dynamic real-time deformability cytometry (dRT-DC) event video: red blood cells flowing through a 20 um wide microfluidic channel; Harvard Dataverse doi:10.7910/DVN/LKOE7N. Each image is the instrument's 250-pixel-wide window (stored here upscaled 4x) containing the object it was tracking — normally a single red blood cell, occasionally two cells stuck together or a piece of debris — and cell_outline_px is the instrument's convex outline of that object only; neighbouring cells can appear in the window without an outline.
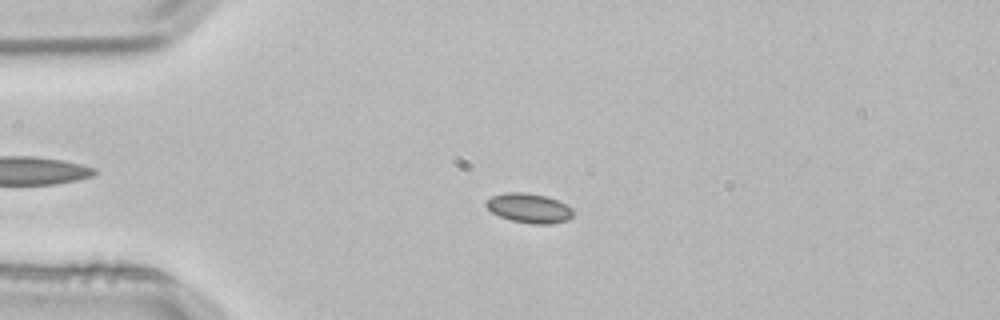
{"species": "common noctule bat (a hibernating species)", "species_latin": "Nyctalus noctula", "temperature_condition": "room temperature", "stored_images_in_passage": 3, "camera_frame_rate_fps": 3000, "um_per_image_px": 0.085, "animal": {"sex": "male", "body_mass_g": 21.5, "forearm_length_mm": 52.0}, "frame": {"image": 1, "passage_image": 2, "time_ms": 0.333, "image_size_px": [1000, 320], "cell_outline_px": [[572, 216], [568, 220], [552, 224], [532, 224], [512, 220], [500, 216], [492, 212], [484, 204], [492, 196], [508, 192], [520, 192], [544, 196], [556, 200], [572, 208]], "centroid_in_image_um": [44.97, 17.7], "position_along_channel_um": 40.0, "area_um2": 14.68}}
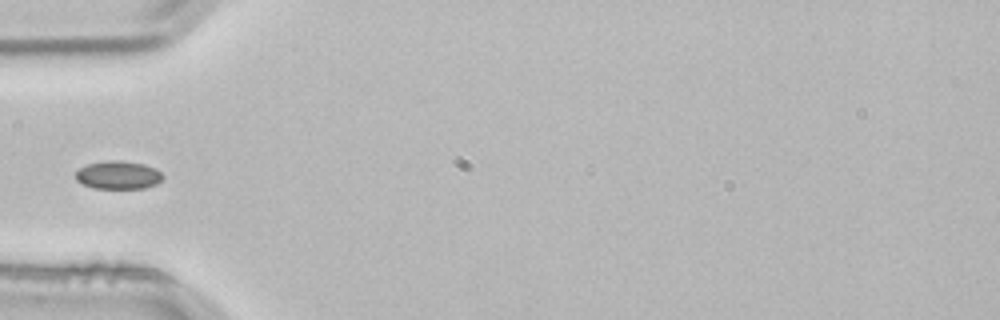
{"frame": {"image": 2, "passage_image": 3, "time_ms": 0.667, "image_size_px": [1000, 320], "cell_outline_px": [[164, 176], [156, 184], [144, 188], [92, 188], [76, 180], [76, 172], [80, 168], [88, 164], [108, 160], [120, 160], [144, 164], [156, 168]], "centroid_in_image_um": [10.06, 14.87], "position_along_channel_um": 74.9, "area_um2": 14.22}}